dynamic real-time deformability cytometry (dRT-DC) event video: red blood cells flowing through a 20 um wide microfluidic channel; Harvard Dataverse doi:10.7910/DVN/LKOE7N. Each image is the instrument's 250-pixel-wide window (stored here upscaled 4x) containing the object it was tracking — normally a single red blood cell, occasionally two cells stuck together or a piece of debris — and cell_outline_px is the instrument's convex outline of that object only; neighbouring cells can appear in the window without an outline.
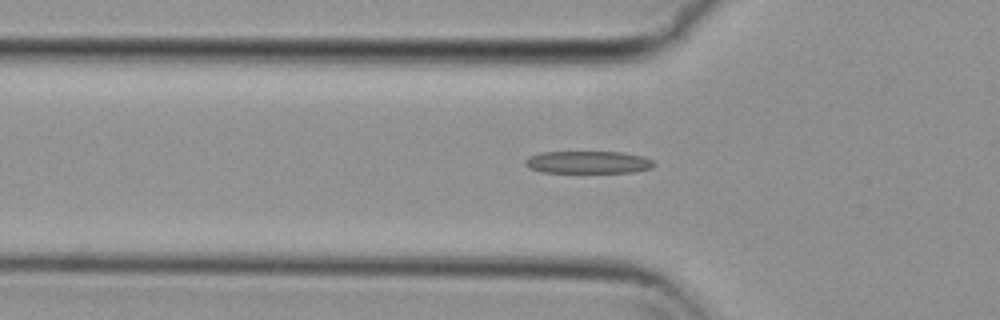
{"species": "common noctule bat (a hibernating species)", "species_latin": "Nyctalus noctula", "temperature_condition": "cold", "stored_images_in_passage": 46, "camera_frame_rate_fps": 3000, "um_per_image_px": 0.085, "animal": {"sex": "female", "body_mass_g": 29.2, "forearm_length_mm": 56.3}, "frame": {"image": 1, "passage_image": 19, "time_ms": 6.0, "image_size_px": [1000, 320], "cell_outline_px": [[656, 164], [652, 168], [632, 172], [540, 172], [528, 168], [524, 164], [524, 160], [528, 156], [540, 152], [624, 152], [644, 156], [652, 160]], "centroid_in_image_um": [49.96, 13.78], "position_along_channel_um": 75.8, "area_um2": 16.99}}
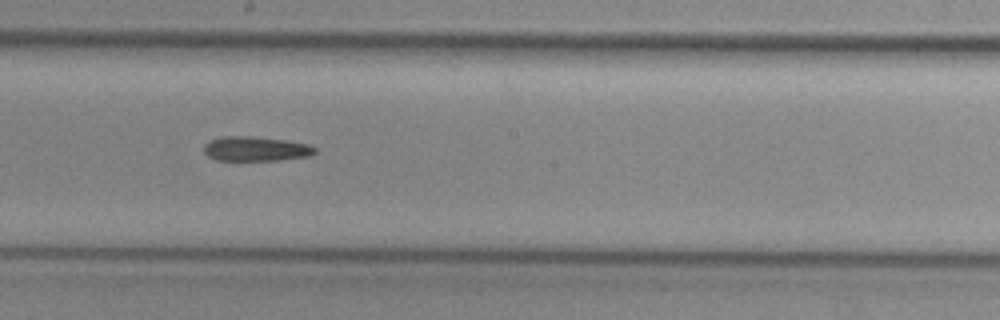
{"frame": {"image": 2, "passage_image": 31, "time_ms": 10.0, "image_size_px": [1000, 320], "cell_outline_px": [[316, 152], [312, 156], [280, 160], [216, 160], [208, 156], [204, 152], [204, 144], [208, 140], [220, 136], [252, 136], [284, 140], [308, 144], [316, 148]], "centroid_in_image_um": [21.72, 12.65], "position_along_channel_um": 226.5, "area_um2": 16.07}}
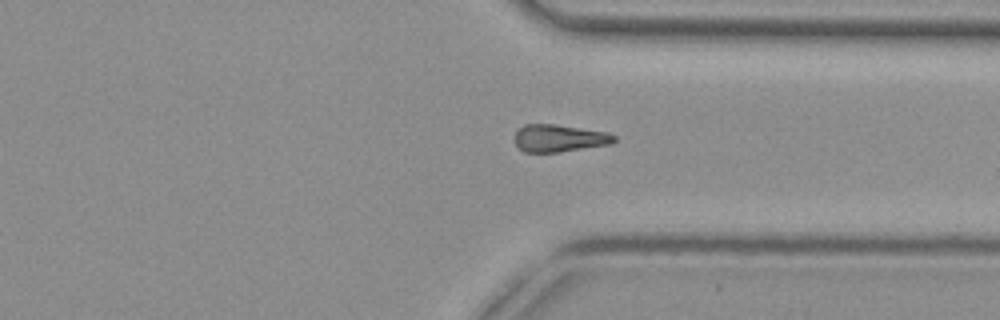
{"frame": {"image": 3, "passage_image": 42, "time_ms": 13.667, "image_size_px": [1000, 320], "cell_outline_px": [[616, 140], [608, 144], [556, 152], [524, 152], [516, 144], [516, 132], [524, 124], [552, 124], [608, 132], [616, 136]], "centroid_in_image_um": [47.53, 11.74], "position_along_channel_um": 363.9, "area_um2": 15.49}}